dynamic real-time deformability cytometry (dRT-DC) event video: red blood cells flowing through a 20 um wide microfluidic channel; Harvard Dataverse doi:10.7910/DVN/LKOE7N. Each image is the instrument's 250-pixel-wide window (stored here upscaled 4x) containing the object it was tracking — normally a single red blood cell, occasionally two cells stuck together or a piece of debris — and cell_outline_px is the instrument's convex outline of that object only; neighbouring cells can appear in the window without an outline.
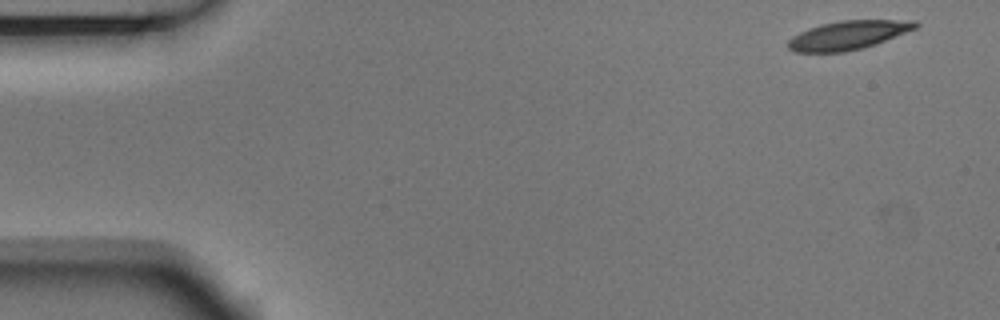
{"species": "Egyptian fruit bat (a non-hibernating species)", "species_latin": "Rousettus aegyptiacus", "temperature_condition": "room temperature", "stored_images_in_passage": 5, "segment_of_instrument_passage": [1, 2], "camera_frame_rate_fps": 3000, "um_per_image_px": 0.085, "animal": {"sex": "male"}, "frame": {"image": 1, "passage_image": 1, "time_ms": 0.0, "image_size_px": [1000, 320], "cell_outline_px": [[920, 24], [916, 28], [876, 44], [844, 52], [796, 52], [788, 48], [788, 40], [792, 36], [808, 28], [820, 24], [840, 20], [916, 20]], "centroid_in_image_um": [72.09, 2.98], "position_along_channel_um": 12.9, "area_um2": 21.33}}
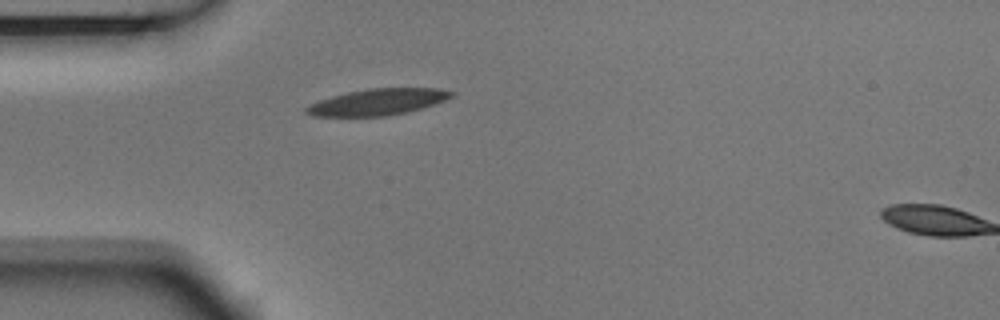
{"frame": {"image": 2, "passage_image": 4, "time_ms": 1.0, "image_size_px": [1000, 320], "cell_outline_px": [[456, 92], [452, 96], [444, 100], [420, 108], [404, 112], [384, 116], [312, 116], [304, 112], [304, 108], [308, 104], [332, 96], [348, 92], [368, 88], [440, 88]], "centroid_in_image_um": [32.06, 8.66], "position_along_channel_um": 52.9, "area_um2": 22.08}}